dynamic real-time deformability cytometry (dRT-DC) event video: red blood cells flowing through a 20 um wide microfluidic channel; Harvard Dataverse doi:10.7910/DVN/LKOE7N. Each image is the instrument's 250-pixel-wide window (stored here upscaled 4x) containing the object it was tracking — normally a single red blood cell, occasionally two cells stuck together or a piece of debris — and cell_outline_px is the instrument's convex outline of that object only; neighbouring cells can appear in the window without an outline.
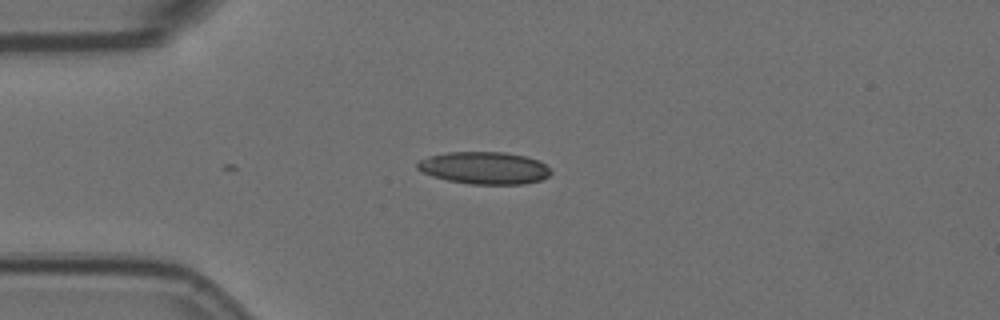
{"species": "Egyptian fruit bat (a non-hibernating species)", "species_latin": "Rousettus aegyptiacus", "temperature_condition": "room temperature", "stored_images_in_passage": 8, "camera_frame_rate_fps": 3000, "um_per_image_px": 0.085, "animal": {"sex": "female"}, "frame": {"image": 1, "passage_image": 1, "time_ms": 0.0, "image_size_px": [1000, 320], "cell_outline_px": [[552, 172], [548, 176], [540, 180], [524, 184], [468, 184], [448, 180], [432, 176], [416, 168], [416, 164], [420, 160], [428, 156], [444, 152], [504, 152], [524, 156], [540, 160]], "centroid_in_image_um": [41.15, 14.27], "position_along_channel_um": 43.8, "area_um2": 25.14}}
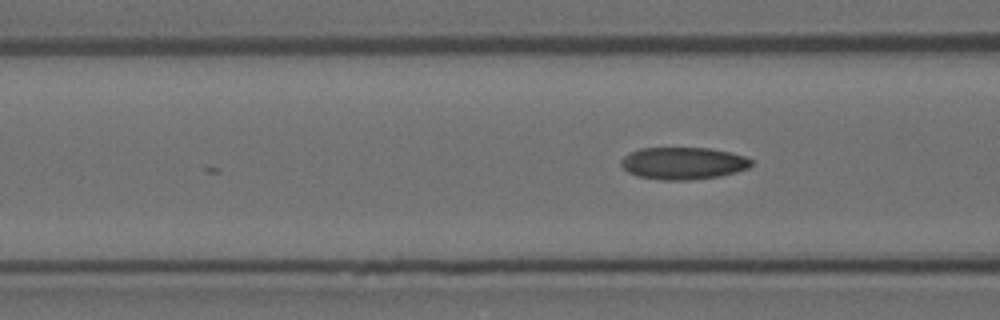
{"frame": {"image": 2, "passage_image": 8, "time_ms": 2.333, "image_size_px": [1000, 320], "cell_outline_px": [[752, 164], [748, 168], [736, 172], [720, 176], [688, 180], [664, 180], [636, 176], [628, 172], [620, 164], [620, 160], [628, 152], [640, 148], [708, 148], [728, 152], [744, 156], [752, 160]], "centroid_in_image_um": [58.03, 13.88], "position_along_channel_um": 108.6, "area_um2": 24.45}}